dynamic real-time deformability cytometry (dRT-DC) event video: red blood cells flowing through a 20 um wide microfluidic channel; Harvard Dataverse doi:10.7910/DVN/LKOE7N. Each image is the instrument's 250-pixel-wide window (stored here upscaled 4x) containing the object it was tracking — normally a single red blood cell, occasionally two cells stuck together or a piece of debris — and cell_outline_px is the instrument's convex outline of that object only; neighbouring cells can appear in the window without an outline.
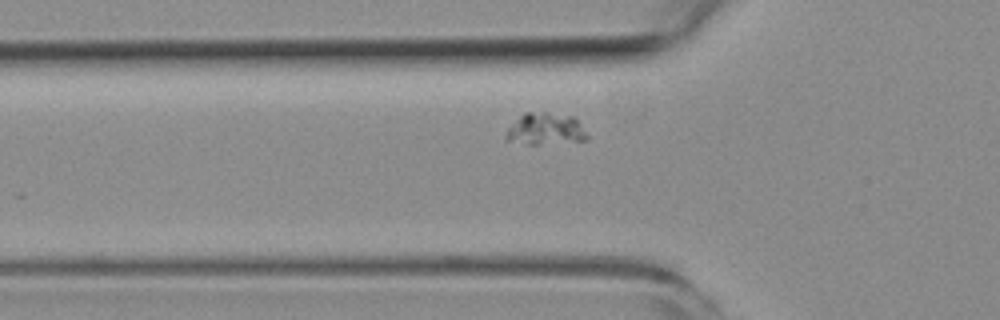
{"species": "common noctule bat (a hibernating species)", "species_latin": "Nyctalus noctula", "temperature_condition": "room temperature", "stored_images_in_passage": 3, "camera_frame_rate_fps": 3000, "um_per_image_px": 0.085, "animal": {"sex": "female", "body_mass_g": 19.3, "forearm_length_mm": 54.1}, "frame": {"image": 1, "passage_image": 3, "time_ms": 2.333, "image_size_px": [1000, 320], "cell_outline_px": [[588, 136], [584, 140], [540, 144], [524, 144], [504, 140], [504, 136], [508, 128], [524, 112], [548, 112], [576, 116]], "centroid_in_image_um": [46.34, 10.95], "position_along_channel_um": 79.5, "area_um2": 15.2}}